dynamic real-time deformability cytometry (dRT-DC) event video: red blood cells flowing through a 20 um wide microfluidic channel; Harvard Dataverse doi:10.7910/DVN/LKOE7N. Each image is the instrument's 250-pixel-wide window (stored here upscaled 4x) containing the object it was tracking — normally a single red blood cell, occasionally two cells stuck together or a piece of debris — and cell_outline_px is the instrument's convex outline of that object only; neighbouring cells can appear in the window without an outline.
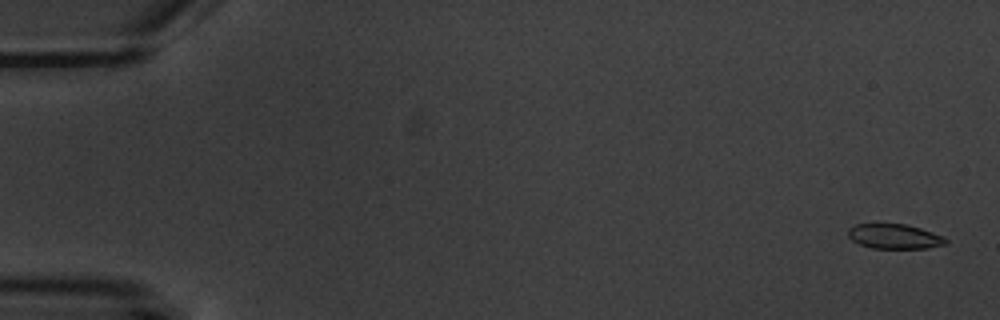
{"species": "common noctule bat (a hibernating species)", "species_latin": "Nyctalus noctula", "temperature_condition": "warm", "stored_images_in_passage": 5, "camera_frame_rate_fps": 3000, "um_per_image_px": 0.085, "animal": {"sex": "male", "body_mass_g": 20.1, "forearm_length_mm": 53.5}, "frame": {"image": 1, "passage_image": 1, "time_ms": 0.0, "image_size_px": [1000, 320], "cell_outline_px": [[948, 244], [928, 248], [872, 248], [860, 244], [852, 240], [848, 236], [848, 228], [856, 224], [904, 224], [920, 228], [944, 236], [948, 240]], "centroid_in_image_um": [76.05, 20.1], "position_along_channel_um": 8.9, "area_um2": 14.1}}